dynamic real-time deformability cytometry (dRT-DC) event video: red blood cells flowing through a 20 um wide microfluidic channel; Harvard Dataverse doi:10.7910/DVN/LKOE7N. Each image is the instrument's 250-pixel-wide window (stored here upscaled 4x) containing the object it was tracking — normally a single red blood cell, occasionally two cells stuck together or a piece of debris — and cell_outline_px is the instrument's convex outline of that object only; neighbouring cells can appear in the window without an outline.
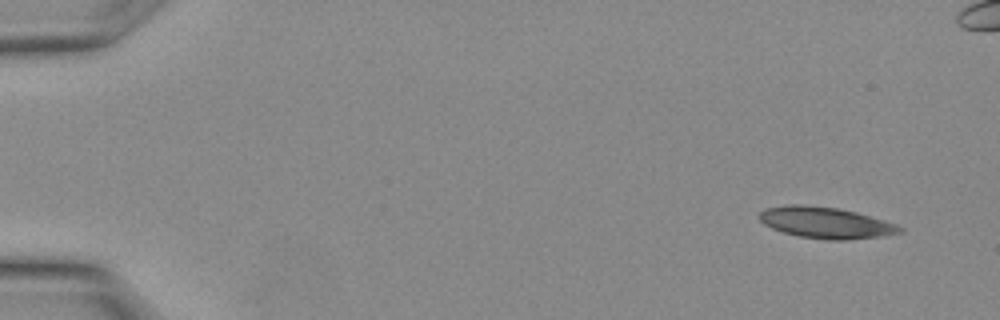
{"species": "Egyptian fruit bat (a non-hibernating species)", "species_latin": "Rousettus aegyptiacus", "temperature_condition": "warm", "stored_images_in_passage": 9, "camera_frame_rate_fps": 3000, "um_per_image_px": 0.085, "animal": {"sex": "female"}, "frame": {"image": 1, "passage_image": 2, "time_ms": 0.333, "image_size_px": [1000, 320], "cell_outline_px": [[904, 232], [880, 236], [844, 240], [828, 240], [800, 236], [784, 232], [772, 228], [764, 224], [760, 220], [760, 212], [764, 208], [784, 204], [804, 204], [836, 208], [856, 212], [896, 224], [904, 228]], "centroid_in_image_um": [70.17, 18.92], "position_along_channel_um": 14.8, "area_um2": 25.49}}